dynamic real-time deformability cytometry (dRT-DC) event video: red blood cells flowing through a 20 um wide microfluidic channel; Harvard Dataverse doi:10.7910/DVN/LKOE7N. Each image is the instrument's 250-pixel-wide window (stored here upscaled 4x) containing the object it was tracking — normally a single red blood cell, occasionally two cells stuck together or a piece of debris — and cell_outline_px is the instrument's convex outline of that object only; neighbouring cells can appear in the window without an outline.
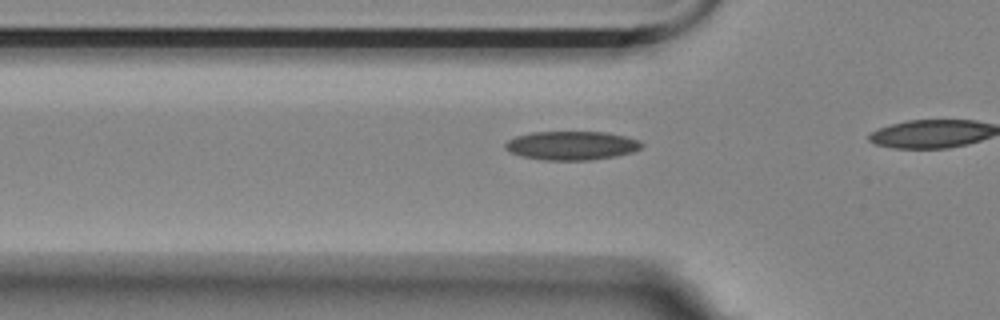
{"species": "Egyptian fruit bat (a non-hibernating species)", "species_latin": "Rousettus aegyptiacus", "temperature_condition": "room temperature", "stored_images_in_passage": 19, "camera_frame_rate_fps": 3000, "um_per_image_px": 0.085, "animal": {"sex": "female"}, "frame": {"image": 1, "passage_image": 14, "time_ms": 4.333, "image_size_px": [1000, 320], "cell_outline_px": [[644, 144], [640, 148], [632, 152], [616, 156], [592, 160], [544, 160], [524, 156], [512, 152], [504, 148], [504, 144], [508, 140], [516, 136], [532, 132], [608, 132], [640, 140]], "centroid_in_image_um": [48.61, 12.37], "position_along_channel_um": 77.2, "area_um2": 22.83}}
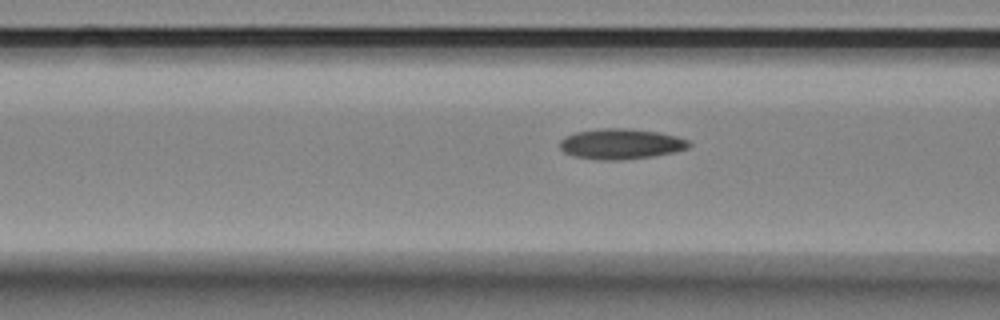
{"frame": {"image": 2, "passage_image": 17, "time_ms": 5.333, "image_size_px": [1000, 320], "cell_outline_px": [[692, 144], [688, 148], [676, 152], [652, 156], [624, 160], [596, 160], [572, 156], [564, 152], [560, 148], [560, 140], [564, 136], [576, 132], [604, 128], [624, 128], [660, 132], [676, 136], [688, 140]], "centroid_in_image_um": [52.77, 12.24], "position_along_channel_um": 113.8, "area_um2": 23.12}}